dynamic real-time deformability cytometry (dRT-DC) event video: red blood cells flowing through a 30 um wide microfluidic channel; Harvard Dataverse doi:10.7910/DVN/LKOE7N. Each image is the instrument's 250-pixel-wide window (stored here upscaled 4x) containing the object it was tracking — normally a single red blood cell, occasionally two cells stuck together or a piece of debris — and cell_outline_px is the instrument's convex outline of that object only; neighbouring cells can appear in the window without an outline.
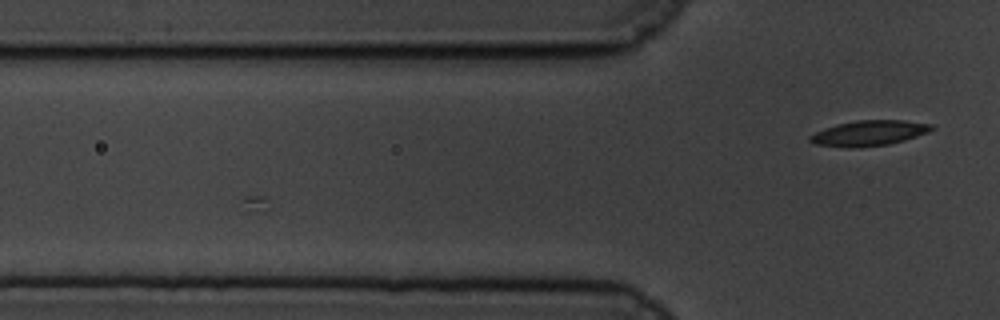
{"species": "common noctule bat (a hibernating species)", "species_latin": "Nyctalus noctula", "temperature_condition": "cold", "stored_images_in_passage": 4, "camera_frame_rate_fps": 3000, "um_per_image_px": 0.085, "animal": {"sex": "male", "body_mass_g": 19.5, "forearm_length_mm": 54.6}, "frame": {"image": 1, "passage_image": 4, "time_ms": 1.0, "image_size_px": [1000, 320], "cell_outline_px": [[936, 128], [928, 132], [904, 140], [888, 144], [816, 144], [808, 140], [808, 136], [824, 128], [836, 124], [856, 120], [904, 120], [932, 124]], "centroid_in_image_um": [73.95, 11.24], "position_along_channel_um": 51.8, "area_um2": 16.88}}